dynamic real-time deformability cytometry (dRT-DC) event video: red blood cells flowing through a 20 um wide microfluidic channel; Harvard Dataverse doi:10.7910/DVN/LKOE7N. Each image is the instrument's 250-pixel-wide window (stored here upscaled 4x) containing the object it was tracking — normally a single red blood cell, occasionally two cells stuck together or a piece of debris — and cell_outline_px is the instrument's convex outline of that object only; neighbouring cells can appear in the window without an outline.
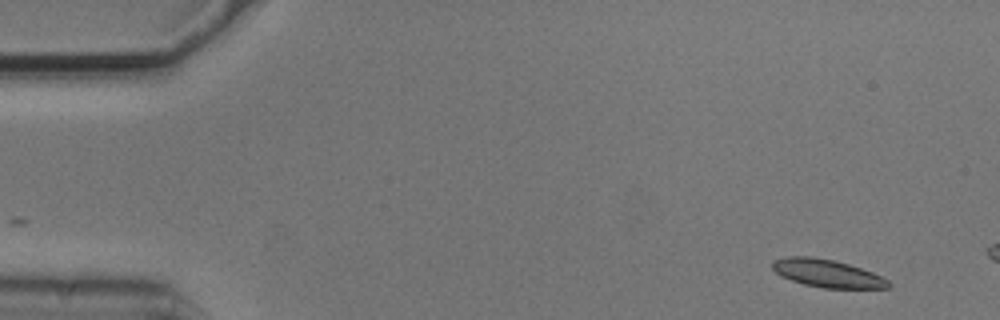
{"species": "common noctule bat (a hibernating species)", "species_latin": "Nyctalus noctula", "temperature_condition": "cold", "stored_images_in_passage": 7, "camera_frame_rate_fps": 3000, "um_per_image_px": 0.085, "animal": {"sex": "male", "body_mass_g": 20.5, "forearm_length_mm": 52.5}, "frame": {"image": 1, "passage_image": 1, "time_ms": 0.0, "image_size_px": [1000, 320], "cell_outline_px": [[892, 284], [888, 288], [824, 288], [804, 284], [780, 276], [772, 268], [772, 260], [788, 256], [812, 256], [832, 260], [848, 264], [872, 272], [888, 280]], "centroid_in_image_um": [70.29, 23.23], "position_along_channel_um": 14.7, "area_um2": 18.73}}